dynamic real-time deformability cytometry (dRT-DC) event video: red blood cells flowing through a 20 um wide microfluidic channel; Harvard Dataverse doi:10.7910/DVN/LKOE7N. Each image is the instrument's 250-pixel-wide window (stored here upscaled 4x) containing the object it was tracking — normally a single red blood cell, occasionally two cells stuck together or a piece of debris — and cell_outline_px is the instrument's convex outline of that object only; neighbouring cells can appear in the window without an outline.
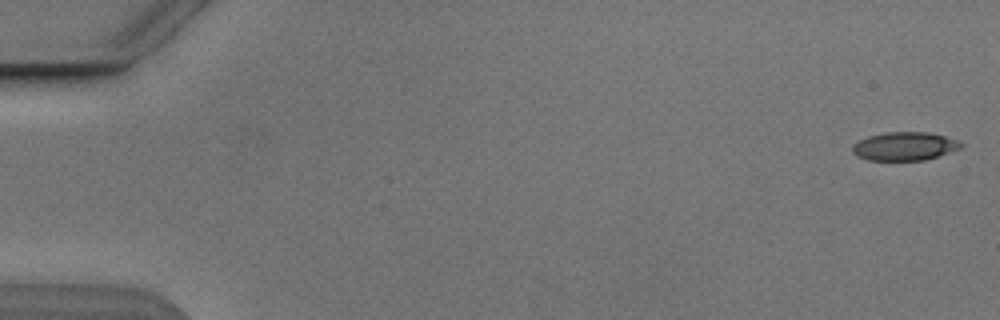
{"species": "Egyptian fruit bat (a non-hibernating species)", "species_latin": "Rousettus aegyptiacus", "temperature_condition": "cold", "stored_images_in_passage": 5, "camera_frame_rate_fps": 3000, "um_per_image_px": 0.085, "animal": {"sex": "male"}, "frame": {"image": 1, "passage_image": 1, "time_ms": 0.0, "image_size_px": [1000, 320], "cell_outline_px": [[964, 144], [960, 148], [924, 160], [868, 160], [856, 156], [852, 152], [852, 144], [868, 136], [884, 132], [928, 132], [944, 136], [956, 140]], "centroid_in_image_um": [76.84, 12.42], "position_along_channel_um": 8.2, "area_um2": 17.86}}
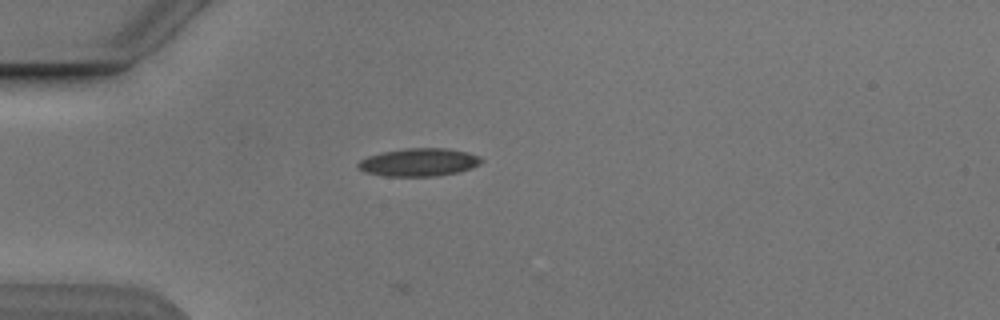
{"frame": {"image": 2, "passage_image": 5, "time_ms": 4.667, "image_size_px": [1000, 320], "cell_outline_px": [[484, 160], [480, 164], [472, 168], [456, 172], [436, 176], [384, 176], [368, 172], [360, 168], [356, 164], [360, 160], [368, 156], [384, 152], [404, 148], [448, 148], [468, 152], [480, 156]], "centroid_in_image_um": [35.66, 13.78], "position_along_channel_um": 49.3, "area_um2": 20.0}}